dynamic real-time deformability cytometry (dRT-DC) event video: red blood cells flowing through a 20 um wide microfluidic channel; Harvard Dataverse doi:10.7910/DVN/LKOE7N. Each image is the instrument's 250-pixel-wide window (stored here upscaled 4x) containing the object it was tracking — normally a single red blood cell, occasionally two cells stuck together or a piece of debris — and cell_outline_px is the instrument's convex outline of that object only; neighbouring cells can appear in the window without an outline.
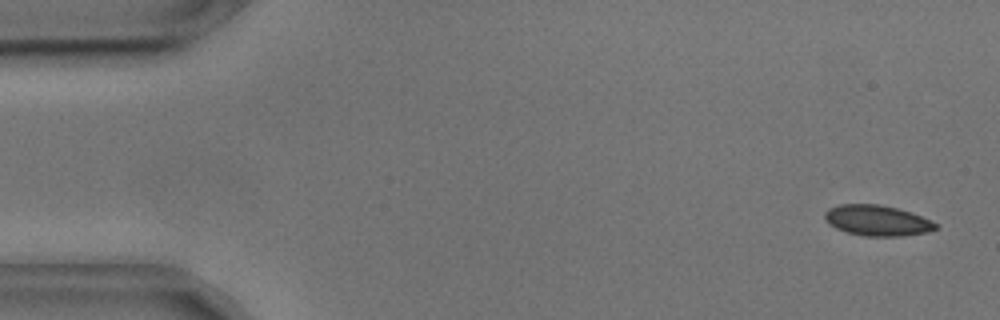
{"species": "common noctule bat (a hibernating species)", "species_latin": "Nyctalus noctula", "temperature_condition": "cold", "stored_images_in_passage": 55, "camera_frame_rate_fps": 3000, "um_per_image_px": 0.085, "animal": {"sex": "male", "body_mass_g": 17.9, "forearm_length_mm": 54.2}, "frame": {"image": 1, "passage_image": 2, "time_ms": 0.333, "image_size_px": [1000, 320], "cell_outline_px": [[940, 228], [928, 232], [904, 236], [864, 236], [848, 232], [836, 228], [828, 224], [824, 220], [824, 212], [828, 208], [840, 204], [876, 204], [896, 208], [912, 212], [936, 224]], "centroid_in_image_um": [74.53, 18.74], "position_along_channel_um": 10.5, "area_um2": 19.83}}
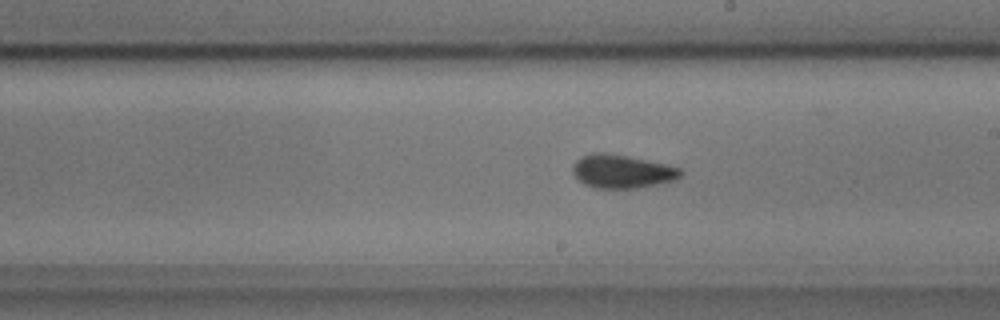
{"frame": {"image": 2, "passage_image": 30, "time_ms": 9.667, "image_size_px": [1000, 320], "cell_outline_px": [[684, 172], [676, 180], [636, 188], [596, 188], [584, 184], [572, 172], [572, 164], [580, 156], [592, 152], [604, 152], [628, 156], [664, 164], [680, 168]], "centroid_in_image_um": [52.84, 14.56], "position_along_channel_um": 236.2, "area_um2": 21.04}}
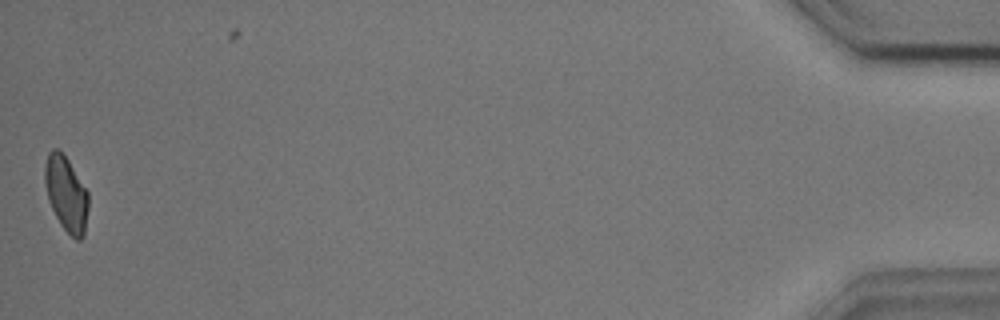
{"frame": {"image": 3, "passage_image": 54, "time_ms": 17.667, "image_size_px": [1000, 320], "cell_outline_px": [[88, 208], [84, 236], [80, 240], [76, 240], [60, 224], [48, 200], [44, 180], [44, 164], [48, 152], [52, 148], [56, 148], [68, 160], [88, 192]], "centroid_in_image_um": [5.61, 16.47], "position_along_channel_um": 429.6, "area_um2": 18.96}, "authors_computed_cell_mechanics": {"area_um2": 19.8832, "velocity_mm_per_s": 3.6279, "shape_relaxation_time_tau1_ms": 3.7086, "shape_relaxation_time_tau2_ms": 3.109, "deformation_change_tau1": 0.0922, "deformation_change_tau2": 0.0672}}